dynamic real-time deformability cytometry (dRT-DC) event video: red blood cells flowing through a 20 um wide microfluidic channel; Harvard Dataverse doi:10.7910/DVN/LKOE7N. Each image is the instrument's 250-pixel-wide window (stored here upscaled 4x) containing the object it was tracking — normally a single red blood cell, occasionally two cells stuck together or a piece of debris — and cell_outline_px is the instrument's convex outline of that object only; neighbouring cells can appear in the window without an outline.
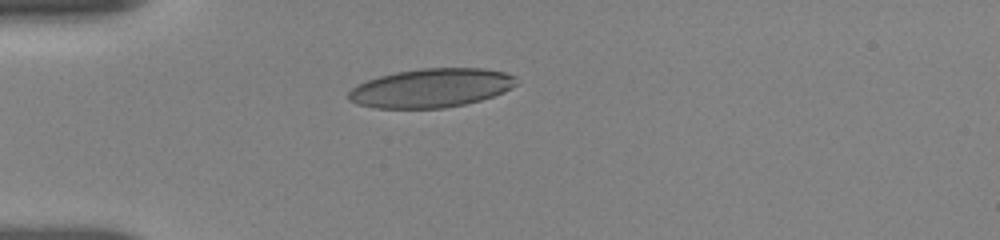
{"species": "human", "species_latin": "Homo sapiens", "temperature_condition": "room temperature", "stored_images_in_passage": 4, "camera_frame_rate_fps": 3000, "um_per_image_px": 0.085, "donor": {"sex": "female"}, "frame": {"image": 1, "passage_image": 1, "time_ms": 0.0, "image_size_px": [1000, 240], "cell_outline_px": [[516, 84], [512, 88], [504, 92], [480, 100], [464, 104], [444, 108], [376, 108], [356, 104], [348, 100], [348, 92], [356, 84], [380, 76], [396, 72], [420, 68], [484, 68], [504, 72], [516, 76]], "centroid_in_image_um": [36.64, 7.48], "position_along_channel_um": 48.4, "area_um2": 38.09}}
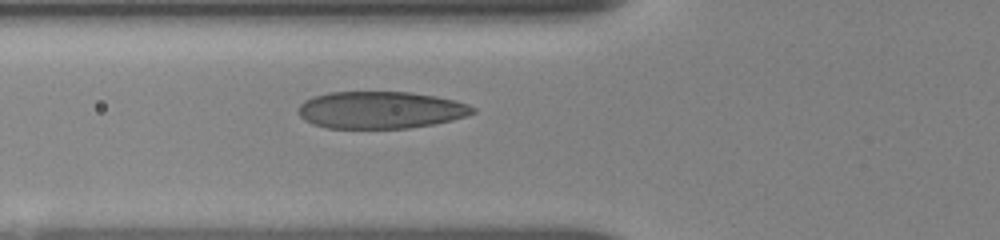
{"frame": {"image": 2, "passage_image": 4, "time_ms": 1.667, "image_size_px": [1000, 240], "cell_outline_px": [[476, 112], [468, 116], [452, 120], [432, 124], [408, 128], [328, 128], [312, 124], [304, 120], [300, 116], [296, 108], [304, 100], [312, 96], [328, 92], [408, 92], [436, 96], [468, 104], [476, 108]], "centroid_in_image_um": [32.32, 9.35], "position_along_channel_um": 93.5, "area_um2": 37.97}}